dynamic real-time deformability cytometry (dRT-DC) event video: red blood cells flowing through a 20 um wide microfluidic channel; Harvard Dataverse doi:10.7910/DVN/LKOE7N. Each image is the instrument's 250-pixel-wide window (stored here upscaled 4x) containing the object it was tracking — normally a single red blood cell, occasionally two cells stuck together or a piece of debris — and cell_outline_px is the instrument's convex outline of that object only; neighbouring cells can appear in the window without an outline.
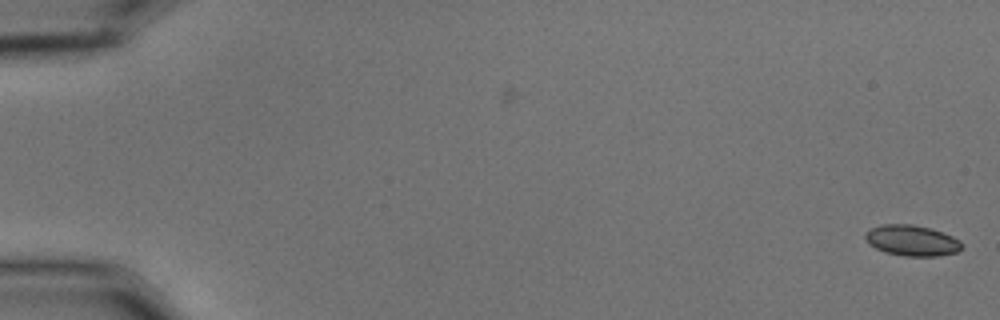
{"species": "common noctule bat (a hibernating species)", "species_latin": "Nyctalus noctula", "temperature_condition": "cold", "stored_images_in_passage": 57, "camera_frame_rate_fps": 3000, "um_per_image_px": 0.085, "animal": {"sex": "male", "body_mass_g": 15.6}, "frame": {"image": 1, "passage_image": 1, "time_ms": 0.0, "image_size_px": [1000, 320], "cell_outline_px": [[960, 248], [956, 252], [940, 256], [904, 256], [884, 252], [868, 244], [864, 236], [872, 228], [880, 224], [912, 224], [928, 228], [952, 236], [960, 240]], "centroid_in_image_um": [77.47, 20.45], "position_along_channel_um": 7.5, "area_um2": 17.11}}
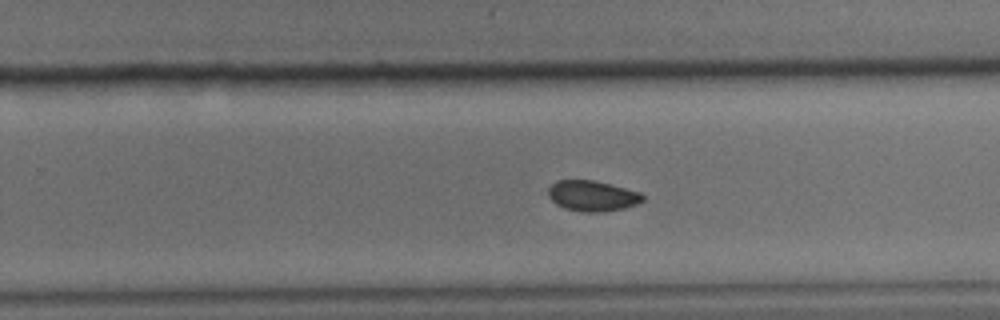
{"frame": {"image": 2, "passage_image": 37, "time_ms": 12.0, "image_size_px": [1000, 320], "cell_outline_px": [[644, 200], [636, 204], [624, 208], [600, 212], [580, 212], [564, 208], [556, 204], [548, 196], [548, 188], [556, 180], [596, 180], [640, 192], [644, 196]], "centroid_in_image_um": [50.33, 16.64], "position_along_channel_um": 279.5, "area_um2": 16.94}}
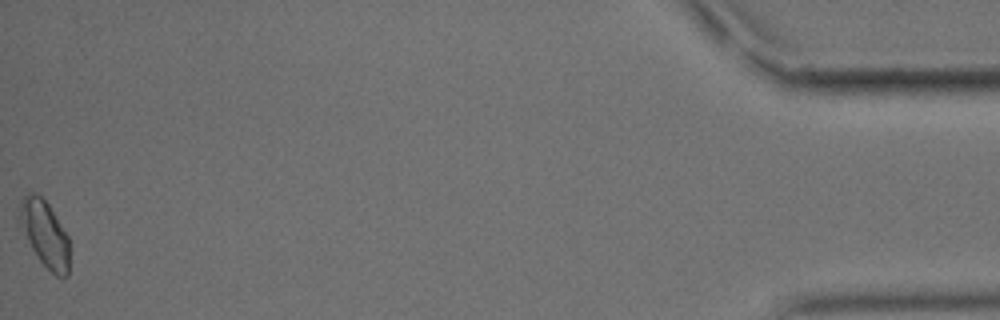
{"frame": {"image": 3, "passage_image": 57, "time_ms": 18.667, "image_size_px": [1000, 320], "cell_outline_px": [[68, 276], [56, 276], [40, 260], [32, 248], [16, 220], [20, 200], [28, 192], [36, 192], [48, 204], [68, 236]], "centroid_in_image_um": [3.75, 19.81], "position_along_channel_um": 431.5, "area_um2": 19.19}, "authors_computed_cell_mechanics": {"area_um2": 17.2822, "velocity_mm_per_s": 3.5959, "shape_relaxation_time_tau1_ms": 4.8849, "shape_relaxation_time_tau2_ms": 3.653, "deformation_change_tau1": 0.0629, "deformation_change_tau2": 0.048}}